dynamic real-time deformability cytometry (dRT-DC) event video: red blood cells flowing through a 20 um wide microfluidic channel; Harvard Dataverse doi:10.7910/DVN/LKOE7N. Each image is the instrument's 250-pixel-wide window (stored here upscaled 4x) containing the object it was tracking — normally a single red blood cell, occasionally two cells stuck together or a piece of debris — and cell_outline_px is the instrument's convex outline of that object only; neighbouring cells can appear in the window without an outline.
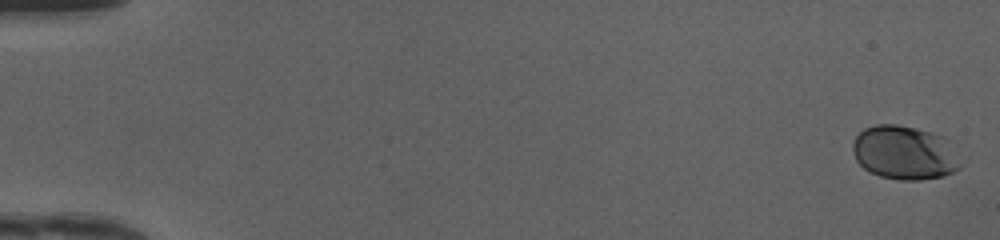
{"species": "human", "species_latin": "Homo sapiens", "temperature_condition": "cold", "stored_images_in_passage": 50, "camera_frame_rate_fps": 3000, "um_per_image_px": 0.085, "donor": {"sex": "female"}, "frame": {"image": 1, "passage_image": 1, "time_ms": 0.0, "image_size_px": [1000, 240], "cell_outline_px": [[964, 164], [960, 168], [944, 176], [920, 180], [900, 180], [880, 176], [864, 168], [856, 160], [852, 152], [852, 144], [856, 136], [864, 128], [876, 124], [896, 124], [916, 128], [932, 132], [944, 136]], "centroid_in_image_um": [76.9, 12.98], "position_along_channel_um": 8.1, "area_um2": 34.1}}
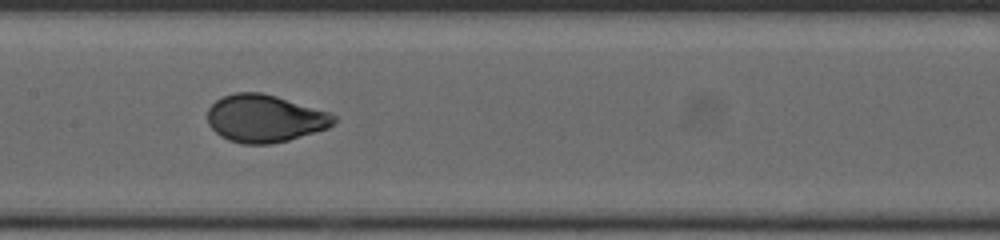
{"frame": {"image": 2, "passage_image": 26, "time_ms": 8.333, "image_size_px": [1000, 240], "cell_outline_px": [[336, 120], [328, 128], [288, 140], [268, 144], [244, 144], [228, 140], [220, 136], [208, 124], [208, 108], [216, 100], [224, 96], [236, 92], [260, 92], [276, 96], [328, 112], [336, 116]], "centroid_in_image_um": [22.48, 10.07], "position_along_channel_um": 184.9, "area_um2": 34.74}}
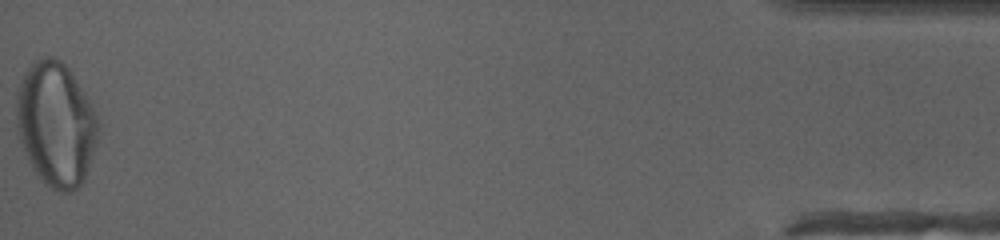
{"frame": {"image": 3, "passage_image": 50, "time_ms": 16.333, "image_size_px": [1000, 240], "cell_outline_px": [[100, 132], [84, 180], [72, 192], [60, 192], [44, 184], [36, 176], [24, 152], [20, 140], [16, 124], [16, 96], [24, 72], [36, 60], [44, 56], [52, 56], [60, 60], [72, 72], [92, 104], [100, 124]], "centroid_in_image_um": [4.76, 10.56], "position_along_channel_um": 430.4, "area_um2": 59.65}, "authors_computed_cell_mechanics": {"area_um2": 34.7378, "velocity_mm_per_s": 4.1766, "shape_relaxation_time_tau1_ms": 3.3961, "shape_relaxation_time_tau2_ms": null, "deformation_change_tau1": 0.1583, "deformation_change_tau2": null}}